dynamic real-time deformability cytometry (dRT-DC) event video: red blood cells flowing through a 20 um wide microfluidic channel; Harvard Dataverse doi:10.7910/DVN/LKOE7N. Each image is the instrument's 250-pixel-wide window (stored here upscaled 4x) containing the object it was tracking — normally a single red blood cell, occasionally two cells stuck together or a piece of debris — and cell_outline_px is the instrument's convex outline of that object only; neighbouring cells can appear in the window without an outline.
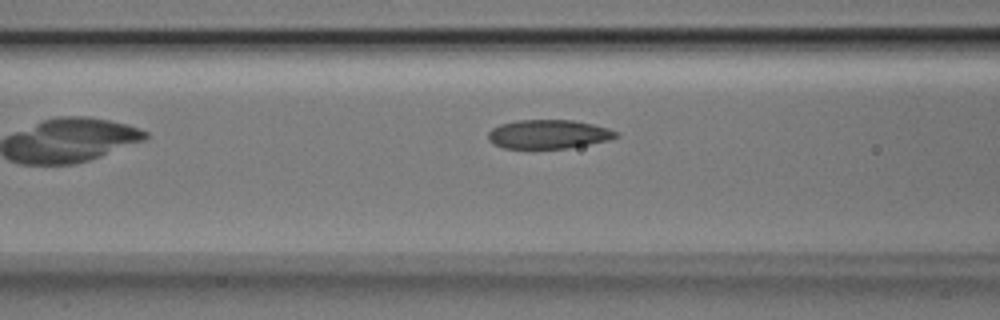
{"species": "Egyptian fruit bat (a non-hibernating species)", "species_latin": "Rousettus aegyptiacus", "temperature_condition": "room temperature", "stored_images_in_passage": 6, "camera_frame_rate_fps": 3000, "um_per_image_px": 0.085, "animal": {"sex": "male"}, "frame": {"image": 1, "passage_image": 5, "time_ms": 1.333, "image_size_px": [1000, 320], "cell_outline_px": [[620, 136], [608, 140], [568, 148], [504, 148], [492, 144], [488, 140], [488, 132], [492, 128], [500, 124], [516, 120], [572, 120], [592, 124], [608, 128], [620, 132]], "centroid_in_image_um": [46.61, 11.4], "position_along_channel_um": 120.0, "area_um2": 21.62}}